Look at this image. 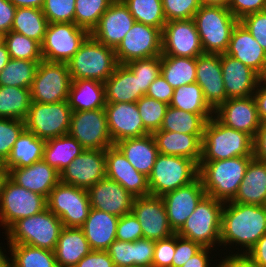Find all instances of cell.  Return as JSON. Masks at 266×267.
Listing matches in <instances>:
<instances>
[{
	"mask_svg": "<svg viewBox=\"0 0 266 267\" xmlns=\"http://www.w3.org/2000/svg\"><path fill=\"white\" fill-rule=\"evenodd\" d=\"M265 233L264 205L224 202L221 213L220 255L246 254Z\"/></svg>",
	"mask_w": 266,
	"mask_h": 267,
	"instance_id": "6da1fadb",
	"label": "cell"
},
{
	"mask_svg": "<svg viewBox=\"0 0 266 267\" xmlns=\"http://www.w3.org/2000/svg\"><path fill=\"white\" fill-rule=\"evenodd\" d=\"M254 156H239L217 161H200L199 177L206 195L222 202L232 201Z\"/></svg>",
	"mask_w": 266,
	"mask_h": 267,
	"instance_id": "7a4b0ae2",
	"label": "cell"
},
{
	"mask_svg": "<svg viewBox=\"0 0 266 267\" xmlns=\"http://www.w3.org/2000/svg\"><path fill=\"white\" fill-rule=\"evenodd\" d=\"M64 225L48 208L27 218L17 220L3 235L6 244H27L53 251Z\"/></svg>",
	"mask_w": 266,
	"mask_h": 267,
	"instance_id": "3957f363",
	"label": "cell"
},
{
	"mask_svg": "<svg viewBox=\"0 0 266 267\" xmlns=\"http://www.w3.org/2000/svg\"><path fill=\"white\" fill-rule=\"evenodd\" d=\"M239 156H253V138L229 128L214 116L204 127L201 161H217Z\"/></svg>",
	"mask_w": 266,
	"mask_h": 267,
	"instance_id": "277c9868",
	"label": "cell"
},
{
	"mask_svg": "<svg viewBox=\"0 0 266 267\" xmlns=\"http://www.w3.org/2000/svg\"><path fill=\"white\" fill-rule=\"evenodd\" d=\"M72 80L87 79L104 83L119 65L115 49L91 35L67 63Z\"/></svg>",
	"mask_w": 266,
	"mask_h": 267,
	"instance_id": "5b68a950",
	"label": "cell"
},
{
	"mask_svg": "<svg viewBox=\"0 0 266 267\" xmlns=\"http://www.w3.org/2000/svg\"><path fill=\"white\" fill-rule=\"evenodd\" d=\"M204 53L224 54L239 20L228 8L201 6L193 16Z\"/></svg>",
	"mask_w": 266,
	"mask_h": 267,
	"instance_id": "8992f818",
	"label": "cell"
},
{
	"mask_svg": "<svg viewBox=\"0 0 266 267\" xmlns=\"http://www.w3.org/2000/svg\"><path fill=\"white\" fill-rule=\"evenodd\" d=\"M224 202L205 195L186 219L178 236L220 252L221 213Z\"/></svg>",
	"mask_w": 266,
	"mask_h": 267,
	"instance_id": "52a82bcc",
	"label": "cell"
},
{
	"mask_svg": "<svg viewBox=\"0 0 266 267\" xmlns=\"http://www.w3.org/2000/svg\"><path fill=\"white\" fill-rule=\"evenodd\" d=\"M199 177V165L179 156L158 154L148 176L150 195L162 197L179 187L190 184Z\"/></svg>",
	"mask_w": 266,
	"mask_h": 267,
	"instance_id": "ba28073f",
	"label": "cell"
},
{
	"mask_svg": "<svg viewBox=\"0 0 266 267\" xmlns=\"http://www.w3.org/2000/svg\"><path fill=\"white\" fill-rule=\"evenodd\" d=\"M47 208V198L17 185L9 177L0 194V231L5 232L17 220Z\"/></svg>",
	"mask_w": 266,
	"mask_h": 267,
	"instance_id": "9c48e42d",
	"label": "cell"
},
{
	"mask_svg": "<svg viewBox=\"0 0 266 267\" xmlns=\"http://www.w3.org/2000/svg\"><path fill=\"white\" fill-rule=\"evenodd\" d=\"M72 110L68 101L56 103L31 102L25 128L42 140L68 134Z\"/></svg>",
	"mask_w": 266,
	"mask_h": 267,
	"instance_id": "30bf717a",
	"label": "cell"
},
{
	"mask_svg": "<svg viewBox=\"0 0 266 267\" xmlns=\"http://www.w3.org/2000/svg\"><path fill=\"white\" fill-rule=\"evenodd\" d=\"M90 36L85 28L75 23H48L41 44L44 61L68 63Z\"/></svg>",
	"mask_w": 266,
	"mask_h": 267,
	"instance_id": "8fae6325",
	"label": "cell"
},
{
	"mask_svg": "<svg viewBox=\"0 0 266 267\" xmlns=\"http://www.w3.org/2000/svg\"><path fill=\"white\" fill-rule=\"evenodd\" d=\"M47 208L64 227L81 228L91 209L87 190L59 182L47 198Z\"/></svg>",
	"mask_w": 266,
	"mask_h": 267,
	"instance_id": "7c38bea8",
	"label": "cell"
},
{
	"mask_svg": "<svg viewBox=\"0 0 266 267\" xmlns=\"http://www.w3.org/2000/svg\"><path fill=\"white\" fill-rule=\"evenodd\" d=\"M72 79L67 63L40 61L30 87L32 102L67 101Z\"/></svg>",
	"mask_w": 266,
	"mask_h": 267,
	"instance_id": "4fadbf2b",
	"label": "cell"
},
{
	"mask_svg": "<svg viewBox=\"0 0 266 267\" xmlns=\"http://www.w3.org/2000/svg\"><path fill=\"white\" fill-rule=\"evenodd\" d=\"M68 134L85 149L104 150L113 146L105 108L73 111Z\"/></svg>",
	"mask_w": 266,
	"mask_h": 267,
	"instance_id": "5bb4252c",
	"label": "cell"
},
{
	"mask_svg": "<svg viewBox=\"0 0 266 267\" xmlns=\"http://www.w3.org/2000/svg\"><path fill=\"white\" fill-rule=\"evenodd\" d=\"M119 64L162 55V30L135 22L115 49Z\"/></svg>",
	"mask_w": 266,
	"mask_h": 267,
	"instance_id": "9a60e30c",
	"label": "cell"
},
{
	"mask_svg": "<svg viewBox=\"0 0 266 267\" xmlns=\"http://www.w3.org/2000/svg\"><path fill=\"white\" fill-rule=\"evenodd\" d=\"M193 19L172 20L162 29V55L197 58L203 54Z\"/></svg>",
	"mask_w": 266,
	"mask_h": 267,
	"instance_id": "2e32d148",
	"label": "cell"
},
{
	"mask_svg": "<svg viewBox=\"0 0 266 267\" xmlns=\"http://www.w3.org/2000/svg\"><path fill=\"white\" fill-rule=\"evenodd\" d=\"M104 177H106L105 149H85L60 172V182L85 190Z\"/></svg>",
	"mask_w": 266,
	"mask_h": 267,
	"instance_id": "e0dca14e",
	"label": "cell"
},
{
	"mask_svg": "<svg viewBox=\"0 0 266 267\" xmlns=\"http://www.w3.org/2000/svg\"><path fill=\"white\" fill-rule=\"evenodd\" d=\"M131 212L140 222L143 238L158 241L175 234L169 225L162 197H135Z\"/></svg>",
	"mask_w": 266,
	"mask_h": 267,
	"instance_id": "ac0fdd59",
	"label": "cell"
},
{
	"mask_svg": "<svg viewBox=\"0 0 266 267\" xmlns=\"http://www.w3.org/2000/svg\"><path fill=\"white\" fill-rule=\"evenodd\" d=\"M214 117L223 125L255 138L261 121L253 96L227 99L214 110Z\"/></svg>",
	"mask_w": 266,
	"mask_h": 267,
	"instance_id": "d6986e66",
	"label": "cell"
},
{
	"mask_svg": "<svg viewBox=\"0 0 266 267\" xmlns=\"http://www.w3.org/2000/svg\"><path fill=\"white\" fill-rule=\"evenodd\" d=\"M205 195L202 180L198 177L190 184L162 196L168 222L174 233L181 229Z\"/></svg>",
	"mask_w": 266,
	"mask_h": 267,
	"instance_id": "ffe728a7",
	"label": "cell"
},
{
	"mask_svg": "<svg viewBox=\"0 0 266 267\" xmlns=\"http://www.w3.org/2000/svg\"><path fill=\"white\" fill-rule=\"evenodd\" d=\"M134 23L135 19L124 2L114 0L90 35L105 46L116 49Z\"/></svg>",
	"mask_w": 266,
	"mask_h": 267,
	"instance_id": "44dd1931",
	"label": "cell"
},
{
	"mask_svg": "<svg viewBox=\"0 0 266 267\" xmlns=\"http://www.w3.org/2000/svg\"><path fill=\"white\" fill-rule=\"evenodd\" d=\"M105 111L113 144L150 133L144 127L136 102L106 103Z\"/></svg>",
	"mask_w": 266,
	"mask_h": 267,
	"instance_id": "7402d4cb",
	"label": "cell"
},
{
	"mask_svg": "<svg viewBox=\"0 0 266 267\" xmlns=\"http://www.w3.org/2000/svg\"><path fill=\"white\" fill-rule=\"evenodd\" d=\"M91 208L117 217L131 213L134 196L115 180L104 177L87 190Z\"/></svg>",
	"mask_w": 266,
	"mask_h": 267,
	"instance_id": "603a6c76",
	"label": "cell"
},
{
	"mask_svg": "<svg viewBox=\"0 0 266 267\" xmlns=\"http://www.w3.org/2000/svg\"><path fill=\"white\" fill-rule=\"evenodd\" d=\"M106 177L118 182L134 197L150 195L148 177L138 172L115 146L105 149Z\"/></svg>",
	"mask_w": 266,
	"mask_h": 267,
	"instance_id": "cb8c5ba5",
	"label": "cell"
},
{
	"mask_svg": "<svg viewBox=\"0 0 266 267\" xmlns=\"http://www.w3.org/2000/svg\"><path fill=\"white\" fill-rule=\"evenodd\" d=\"M196 83L213 110L227 101L220 54L203 53L196 58Z\"/></svg>",
	"mask_w": 266,
	"mask_h": 267,
	"instance_id": "d4e9b609",
	"label": "cell"
},
{
	"mask_svg": "<svg viewBox=\"0 0 266 267\" xmlns=\"http://www.w3.org/2000/svg\"><path fill=\"white\" fill-rule=\"evenodd\" d=\"M220 61L227 99L253 96L260 76L226 53L220 54Z\"/></svg>",
	"mask_w": 266,
	"mask_h": 267,
	"instance_id": "484cf974",
	"label": "cell"
},
{
	"mask_svg": "<svg viewBox=\"0 0 266 267\" xmlns=\"http://www.w3.org/2000/svg\"><path fill=\"white\" fill-rule=\"evenodd\" d=\"M8 177L17 185L48 198L50 191L60 182V172L43 159L30 166L11 168Z\"/></svg>",
	"mask_w": 266,
	"mask_h": 267,
	"instance_id": "4316f807",
	"label": "cell"
},
{
	"mask_svg": "<svg viewBox=\"0 0 266 267\" xmlns=\"http://www.w3.org/2000/svg\"><path fill=\"white\" fill-rule=\"evenodd\" d=\"M227 55L239 60L259 76L266 68V52L239 21L234 27Z\"/></svg>",
	"mask_w": 266,
	"mask_h": 267,
	"instance_id": "83f0119b",
	"label": "cell"
},
{
	"mask_svg": "<svg viewBox=\"0 0 266 267\" xmlns=\"http://www.w3.org/2000/svg\"><path fill=\"white\" fill-rule=\"evenodd\" d=\"M152 135L160 154L189 158L199 165L202 157L203 135L163 130L154 131Z\"/></svg>",
	"mask_w": 266,
	"mask_h": 267,
	"instance_id": "f1b7e54d",
	"label": "cell"
},
{
	"mask_svg": "<svg viewBox=\"0 0 266 267\" xmlns=\"http://www.w3.org/2000/svg\"><path fill=\"white\" fill-rule=\"evenodd\" d=\"M119 217L91 208L81 227L90 249L107 251L110 244L116 240V228Z\"/></svg>",
	"mask_w": 266,
	"mask_h": 267,
	"instance_id": "f546056e",
	"label": "cell"
},
{
	"mask_svg": "<svg viewBox=\"0 0 266 267\" xmlns=\"http://www.w3.org/2000/svg\"><path fill=\"white\" fill-rule=\"evenodd\" d=\"M140 173L147 177L151 174L159 154L151 133L135 138L123 139L114 144Z\"/></svg>",
	"mask_w": 266,
	"mask_h": 267,
	"instance_id": "4dcf8cb0",
	"label": "cell"
},
{
	"mask_svg": "<svg viewBox=\"0 0 266 267\" xmlns=\"http://www.w3.org/2000/svg\"><path fill=\"white\" fill-rule=\"evenodd\" d=\"M106 103L137 102L144 94L140 82L132 71L119 64L113 74L104 82Z\"/></svg>",
	"mask_w": 266,
	"mask_h": 267,
	"instance_id": "1f68e13d",
	"label": "cell"
},
{
	"mask_svg": "<svg viewBox=\"0 0 266 267\" xmlns=\"http://www.w3.org/2000/svg\"><path fill=\"white\" fill-rule=\"evenodd\" d=\"M241 204L265 205L266 163L253 158L246 169L239 190L232 200Z\"/></svg>",
	"mask_w": 266,
	"mask_h": 267,
	"instance_id": "d6a6232c",
	"label": "cell"
},
{
	"mask_svg": "<svg viewBox=\"0 0 266 267\" xmlns=\"http://www.w3.org/2000/svg\"><path fill=\"white\" fill-rule=\"evenodd\" d=\"M91 251L82 228L64 227L54 250L58 267H75Z\"/></svg>",
	"mask_w": 266,
	"mask_h": 267,
	"instance_id": "836d02e7",
	"label": "cell"
},
{
	"mask_svg": "<svg viewBox=\"0 0 266 267\" xmlns=\"http://www.w3.org/2000/svg\"><path fill=\"white\" fill-rule=\"evenodd\" d=\"M68 104L73 111H89L105 108V86L96 80H72Z\"/></svg>",
	"mask_w": 266,
	"mask_h": 267,
	"instance_id": "e575fe53",
	"label": "cell"
},
{
	"mask_svg": "<svg viewBox=\"0 0 266 267\" xmlns=\"http://www.w3.org/2000/svg\"><path fill=\"white\" fill-rule=\"evenodd\" d=\"M45 142L25 129L16 140L4 166L9 170L30 166L34 162L42 160Z\"/></svg>",
	"mask_w": 266,
	"mask_h": 267,
	"instance_id": "d590c367",
	"label": "cell"
},
{
	"mask_svg": "<svg viewBox=\"0 0 266 267\" xmlns=\"http://www.w3.org/2000/svg\"><path fill=\"white\" fill-rule=\"evenodd\" d=\"M84 150L75 138L65 134L45 142L43 160L61 172Z\"/></svg>",
	"mask_w": 266,
	"mask_h": 267,
	"instance_id": "8d00e7d4",
	"label": "cell"
},
{
	"mask_svg": "<svg viewBox=\"0 0 266 267\" xmlns=\"http://www.w3.org/2000/svg\"><path fill=\"white\" fill-rule=\"evenodd\" d=\"M214 114H195L168 106L159 130L203 135L206 122Z\"/></svg>",
	"mask_w": 266,
	"mask_h": 267,
	"instance_id": "74e56055",
	"label": "cell"
},
{
	"mask_svg": "<svg viewBox=\"0 0 266 267\" xmlns=\"http://www.w3.org/2000/svg\"><path fill=\"white\" fill-rule=\"evenodd\" d=\"M161 76L173 89L196 82V58L161 56Z\"/></svg>",
	"mask_w": 266,
	"mask_h": 267,
	"instance_id": "f35d334b",
	"label": "cell"
},
{
	"mask_svg": "<svg viewBox=\"0 0 266 267\" xmlns=\"http://www.w3.org/2000/svg\"><path fill=\"white\" fill-rule=\"evenodd\" d=\"M47 18L39 8L21 7L16 8L11 31L22 34L37 41L40 45L43 42Z\"/></svg>",
	"mask_w": 266,
	"mask_h": 267,
	"instance_id": "ab89813d",
	"label": "cell"
},
{
	"mask_svg": "<svg viewBox=\"0 0 266 267\" xmlns=\"http://www.w3.org/2000/svg\"><path fill=\"white\" fill-rule=\"evenodd\" d=\"M31 102L30 89L0 86V118L25 121Z\"/></svg>",
	"mask_w": 266,
	"mask_h": 267,
	"instance_id": "60d3db41",
	"label": "cell"
},
{
	"mask_svg": "<svg viewBox=\"0 0 266 267\" xmlns=\"http://www.w3.org/2000/svg\"><path fill=\"white\" fill-rule=\"evenodd\" d=\"M11 267H58L55 253L27 244H7Z\"/></svg>",
	"mask_w": 266,
	"mask_h": 267,
	"instance_id": "b9f144b4",
	"label": "cell"
},
{
	"mask_svg": "<svg viewBox=\"0 0 266 267\" xmlns=\"http://www.w3.org/2000/svg\"><path fill=\"white\" fill-rule=\"evenodd\" d=\"M40 61L10 58L0 72V86L30 89Z\"/></svg>",
	"mask_w": 266,
	"mask_h": 267,
	"instance_id": "7bdbcfd3",
	"label": "cell"
},
{
	"mask_svg": "<svg viewBox=\"0 0 266 267\" xmlns=\"http://www.w3.org/2000/svg\"><path fill=\"white\" fill-rule=\"evenodd\" d=\"M169 106L195 114H214L196 82L175 88Z\"/></svg>",
	"mask_w": 266,
	"mask_h": 267,
	"instance_id": "ee69618b",
	"label": "cell"
},
{
	"mask_svg": "<svg viewBox=\"0 0 266 267\" xmlns=\"http://www.w3.org/2000/svg\"><path fill=\"white\" fill-rule=\"evenodd\" d=\"M127 6L135 22L144 23L163 29L166 18L163 12L162 0H122Z\"/></svg>",
	"mask_w": 266,
	"mask_h": 267,
	"instance_id": "f6af8a7d",
	"label": "cell"
},
{
	"mask_svg": "<svg viewBox=\"0 0 266 267\" xmlns=\"http://www.w3.org/2000/svg\"><path fill=\"white\" fill-rule=\"evenodd\" d=\"M10 58L20 60L42 61L41 45L22 34L10 31L3 35Z\"/></svg>",
	"mask_w": 266,
	"mask_h": 267,
	"instance_id": "bcb514c9",
	"label": "cell"
},
{
	"mask_svg": "<svg viewBox=\"0 0 266 267\" xmlns=\"http://www.w3.org/2000/svg\"><path fill=\"white\" fill-rule=\"evenodd\" d=\"M114 0H75L74 23L90 33Z\"/></svg>",
	"mask_w": 266,
	"mask_h": 267,
	"instance_id": "7dc6e473",
	"label": "cell"
},
{
	"mask_svg": "<svg viewBox=\"0 0 266 267\" xmlns=\"http://www.w3.org/2000/svg\"><path fill=\"white\" fill-rule=\"evenodd\" d=\"M136 104L144 127L151 134L159 130L169 105L146 95L142 96Z\"/></svg>",
	"mask_w": 266,
	"mask_h": 267,
	"instance_id": "c3c4849f",
	"label": "cell"
},
{
	"mask_svg": "<svg viewBox=\"0 0 266 267\" xmlns=\"http://www.w3.org/2000/svg\"><path fill=\"white\" fill-rule=\"evenodd\" d=\"M125 65L138 77L140 91L144 95L151 83L161 74V56L133 60Z\"/></svg>",
	"mask_w": 266,
	"mask_h": 267,
	"instance_id": "681fc988",
	"label": "cell"
},
{
	"mask_svg": "<svg viewBox=\"0 0 266 267\" xmlns=\"http://www.w3.org/2000/svg\"><path fill=\"white\" fill-rule=\"evenodd\" d=\"M25 129L23 120L0 118V163L6 162L16 140Z\"/></svg>",
	"mask_w": 266,
	"mask_h": 267,
	"instance_id": "f907efd6",
	"label": "cell"
},
{
	"mask_svg": "<svg viewBox=\"0 0 266 267\" xmlns=\"http://www.w3.org/2000/svg\"><path fill=\"white\" fill-rule=\"evenodd\" d=\"M42 12L48 23H74L75 0H45Z\"/></svg>",
	"mask_w": 266,
	"mask_h": 267,
	"instance_id": "816d5d0a",
	"label": "cell"
},
{
	"mask_svg": "<svg viewBox=\"0 0 266 267\" xmlns=\"http://www.w3.org/2000/svg\"><path fill=\"white\" fill-rule=\"evenodd\" d=\"M166 21L193 19L201 7L199 0H162Z\"/></svg>",
	"mask_w": 266,
	"mask_h": 267,
	"instance_id": "f5cc1de1",
	"label": "cell"
},
{
	"mask_svg": "<svg viewBox=\"0 0 266 267\" xmlns=\"http://www.w3.org/2000/svg\"><path fill=\"white\" fill-rule=\"evenodd\" d=\"M142 238L143 234L140 222L132 212L119 218L116 228L117 240L134 242Z\"/></svg>",
	"mask_w": 266,
	"mask_h": 267,
	"instance_id": "db71d44e",
	"label": "cell"
},
{
	"mask_svg": "<svg viewBox=\"0 0 266 267\" xmlns=\"http://www.w3.org/2000/svg\"><path fill=\"white\" fill-rule=\"evenodd\" d=\"M239 21L266 52V10L248 14Z\"/></svg>",
	"mask_w": 266,
	"mask_h": 267,
	"instance_id": "11a10c76",
	"label": "cell"
},
{
	"mask_svg": "<svg viewBox=\"0 0 266 267\" xmlns=\"http://www.w3.org/2000/svg\"><path fill=\"white\" fill-rule=\"evenodd\" d=\"M115 267H133L134 242L115 240L107 249Z\"/></svg>",
	"mask_w": 266,
	"mask_h": 267,
	"instance_id": "9f6ffc18",
	"label": "cell"
},
{
	"mask_svg": "<svg viewBox=\"0 0 266 267\" xmlns=\"http://www.w3.org/2000/svg\"><path fill=\"white\" fill-rule=\"evenodd\" d=\"M175 253V234L155 241L152 267H172Z\"/></svg>",
	"mask_w": 266,
	"mask_h": 267,
	"instance_id": "6f0895ef",
	"label": "cell"
},
{
	"mask_svg": "<svg viewBox=\"0 0 266 267\" xmlns=\"http://www.w3.org/2000/svg\"><path fill=\"white\" fill-rule=\"evenodd\" d=\"M202 248L203 247L199 243L180 237L175 233V253L173 256L172 267H182L186 261Z\"/></svg>",
	"mask_w": 266,
	"mask_h": 267,
	"instance_id": "680465c9",
	"label": "cell"
},
{
	"mask_svg": "<svg viewBox=\"0 0 266 267\" xmlns=\"http://www.w3.org/2000/svg\"><path fill=\"white\" fill-rule=\"evenodd\" d=\"M155 241L139 239L134 241L133 267H152Z\"/></svg>",
	"mask_w": 266,
	"mask_h": 267,
	"instance_id": "91938a15",
	"label": "cell"
},
{
	"mask_svg": "<svg viewBox=\"0 0 266 267\" xmlns=\"http://www.w3.org/2000/svg\"><path fill=\"white\" fill-rule=\"evenodd\" d=\"M228 9L238 19L266 10V0H229Z\"/></svg>",
	"mask_w": 266,
	"mask_h": 267,
	"instance_id": "94428289",
	"label": "cell"
},
{
	"mask_svg": "<svg viewBox=\"0 0 266 267\" xmlns=\"http://www.w3.org/2000/svg\"><path fill=\"white\" fill-rule=\"evenodd\" d=\"M219 255V251L209 247H203L199 252H197L188 261H186V263L183 264L182 267H220Z\"/></svg>",
	"mask_w": 266,
	"mask_h": 267,
	"instance_id": "6125c7cd",
	"label": "cell"
},
{
	"mask_svg": "<svg viewBox=\"0 0 266 267\" xmlns=\"http://www.w3.org/2000/svg\"><path fill=\"white\" fill-rule=\"evenodd\" d=\"M173 92V87L160 74L149 86L146 96L169 105L173 97Z\"/></svg>",
	"mask_w": 266,
	"mask_h": 267,
	"instance_id": "be15d7a7",
	"label": "cell"
},
{
	"mask_svg": "<svg viewBox=\"0 0 266 267\" xmlns=\"http://www.w3.org/2000/svg\"><path fill=\"white\" fill-rule=\"evenodd\" d=\"M75 267H115L107 251L91 250Z\"/></svg>",
	"mask_w": 266,
	"mask_h": 267,
	"instance_id": "e7e4bbea",
	"label": "cell"
},
{
	"mask_svg": "<svg viewBox=\"0 0 266 267\" xmlns=\"http://www.w3.org/2000/svg\"><path fill=\"white\" fill-rule=\"evenodd\" d=\"M220 267H263L253 261L247 254L220 255Z\"/></svg>",
	"mask_w": 266,
	"mask_h": 267,
	"instance_id": "03108f58",
	"label": "cell"
},
{
	"mask_svg": "<svg viewBox=\"0 0 266 267\" xmlns=\"http://www.w3.org/2000/svg\"><path fill=\"white\" fill-rule=\"evenodd\" d=\"M16 7L9 0H0V32L4 35L11 31Z\"/></svg>",
	"mask_w": 266,
	"mask_h": 267,
	"instance_id": "003e7915",
	"label": "cell"
},
{
	"mask_svg": "<svg viewBox=\"0 0 266 267\" xmlns=\"http://www.w3.org/2000/svg\"><path fill=\"white\" fill-rule=\"evenodd\" d=\"M253 156L255 159L266 163V122L261 123L253 139Z\"/></svg>",
	"mask_w": 266,
	"mask_h": 267,
	"instance_id": "a7ac6f4b",
	"label": "cell"
},
{
	"mask_svg": "<svg viewBox=\"0 0 266 267\" xmlns=\"http://www.w3.org/2000/svg\"><path fill=\"white\" fill-rule=\"evenodd\" d=\"M246 254L256 263L266 267V233Z\"/></svg>",
	"mask_w": 266,
	"mask_h": 267,
	"instance_id": "89a4df30",
	"label": "cell"
},
{
	"mask_svg": "<svg viewBox=\"0 0 266 267\" xmlns=\"http://www.w3.org/2000/svg\"><path fill=\"white\" fill-rule=\"evenodd\" d=\"M261 123L266 122V86L259 80L253 94Z\"/></svg>",
	"mask_w": 266,
	"mask_h": 267,
	"instance_id": "2644e50d",
	"label": "cell"
},
{
	"mask_svg": "<svg viewBox=\"0 0 266 267\" xmlns=\"http://www.w3.org/2000/svg\"><path fill=\"white\" fill-rule=\"evenodd\" d=\"M16 8L30 7L42 9L45 0H9Z\"/></svg>",
	"mask_w": 266,
	"mask_h": 267,
	"instance_id": "8c879c8a",
	"label": "cell"
},
{
	"mask_svg": "<svg viewBox=\"0 0 266 267\" xmlns=\"http://www.w3.org/2000/svg\"><path fill=\"white\" fill-rule=\"evenodd\" d=\"M0 267H11V258H10V251L8 248V245L6 246L5 242L3 246V243H0ZM7 249H5V248ZM8 251V252H7Z\"/></svg>",
	"mask_w": 266,
	"mask_h": 267,
	"instance_id": "753ad0ef",
	"label": "cell"
},
{
	"mask_svg": "<svg viewBox=\"0 0 266 267\" xmlns=\"http://www.w3.org/2000/svg\"><path fill=\"white\" fill-rule=\"evenodd\" d=\"M201 6L228 8L229 0H199Z\"/></svg>",
	"mask_w": 266,
	"mask_h": 267,
	"instance_id": "34e18365",
	"label": "cell"
},
{
	"mask_svg": "<svg viewBox=\"0 0 266 267\" xmlns=\"http://www.w3.org/2000/svg\"><path fill=\"white\" fill-rule=\"evenodd\" d=\"M10 60L9 52L4 43L0 44V72L4 69Z\"/></svg>",
	"mask_w": 266,
	"mask_h": 267,
	"instance_id": "11e5206c",
	"label": "cell"
},
{
	"mask_svg": "<svg viewBox=\"0 0 266 267\" xmlns=\"http://www.w3.org/2000/svg\"><path fill=\"white\" fill-rule=\"evenodd\" d=\"M7 178H8V170L6 169L3 163H0V194L1 191L3 190V186Z\"/></svg>",
	"mask_w": 266,
	"mask_h": 267,
	"instance_id": "2a66077c",
	"label": "cell"
},
{
	"mask_svg": "<svg viewBox=\"0 0 266 267\" xmlns=\"http://www.w3.org/2000/svg\"><path fill=\"white\" fill-rule=\"evenodd\" d=\"M260 81L266 86V68L260 75Z\"/></svg>",
	"mask_w": 266,
	"mask_h": 267,
	"instance_id": "b9fcfbb0",
	"label": "cell"
},
{
	"mask_svg": "<svg viewBox=\"0 0 266 267\" xmlns=\"http://www.w3.org/2000/svg\"><path fill=\"white\" fill-rule=\"evenodd\" d=\"M3 43V34L0 32V44Z\"/></svg>",
	"mask_w": 266,
	"mask_h": 267,
	"instance_id": "09005b40",
	"label": "cell"
}]
</instances>
